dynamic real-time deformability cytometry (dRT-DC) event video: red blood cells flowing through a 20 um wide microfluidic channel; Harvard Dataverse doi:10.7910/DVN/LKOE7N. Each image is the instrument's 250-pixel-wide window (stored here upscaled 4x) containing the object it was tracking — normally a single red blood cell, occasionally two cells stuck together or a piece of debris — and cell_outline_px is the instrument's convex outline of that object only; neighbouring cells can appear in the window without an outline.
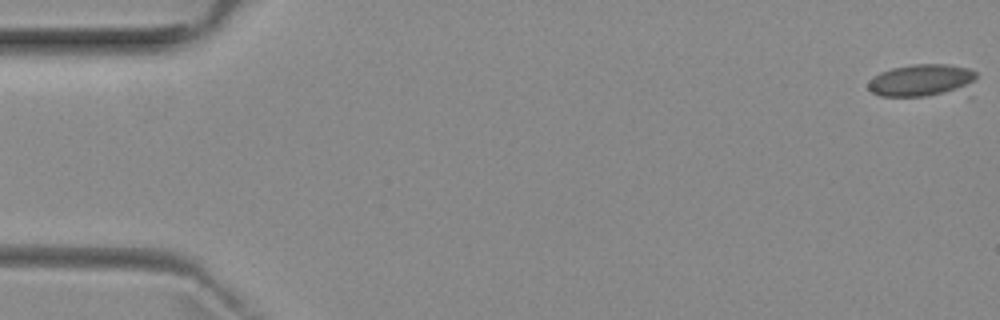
{"species": "common noctule bat (a hibernating species)", "species_latin": "Nyctalus noctula", "temperature_condition": "room temperature", "stored_images_in_passage": 5, "camera_frame_rate_fps": 3000, "um_per_image_px": 0.085, "animal": {"sex": "female", "body_mass_g": 29.2, "forearm_length_mm": 56.3}, "frame": {"image": 1, "passage_image": 1, "time_ms": 0.0, "image_size_px": [1000, 320], "cell_outline_px": [[976, 76], [968, 96], [880, 96], [872, 92], [868, 88], [868, 80], [872, 76], [880, 72], [892, 68], [912, 64], [948, 64], [968, 68], [976, 72]], "centroid_in_image_um": [78.49, 6.88], "position_along_channel_um": 6.5, "area_um2": 21.68}}
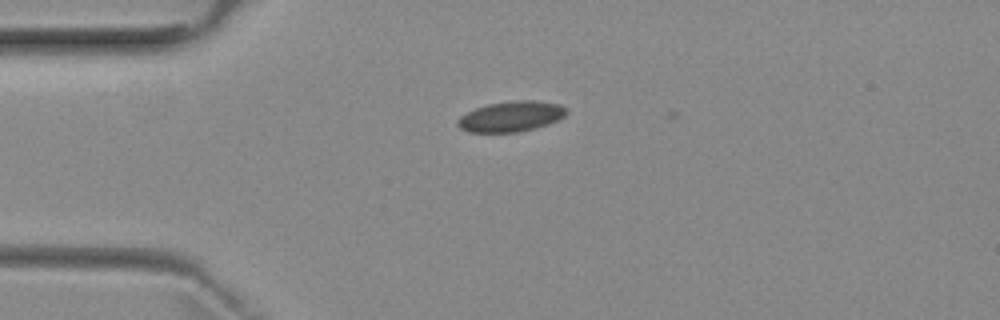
{"frame": {"image": 2, "passage_image": 4, "time_ms": 4.333, "image_size_px": [1000, 320], "cell_outline_px": [[568, 112], [564, 116], [548, 124], [536, 128], [520, 132], [468, 132], [460, 128], [456, 124], [456, 120], [460, 116], [476, 108], [488, 104], [512, 100], [532, 100], [560, 104], [568, 108]], "centroid_in_image_um": [43.44, 9.9], "position_along_channel_um": 41.6, "area_um2": 19.42}}